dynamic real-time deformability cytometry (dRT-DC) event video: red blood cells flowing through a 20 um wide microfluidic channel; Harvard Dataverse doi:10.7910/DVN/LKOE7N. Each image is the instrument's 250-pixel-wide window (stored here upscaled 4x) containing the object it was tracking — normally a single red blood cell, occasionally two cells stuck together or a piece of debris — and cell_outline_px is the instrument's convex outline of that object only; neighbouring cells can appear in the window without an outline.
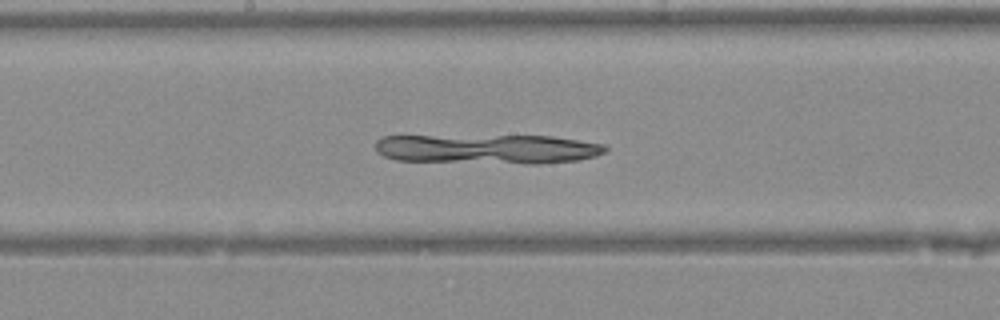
{"species": "Egyptian fruit bat (a non-hibernating species)", "species_latin": "Rousettus aegyptiacus", "temperature_condition": "warm", "stored_images_in_passage": 37, "camera_frame_rate_fps": 3000, "um_per_image_px": 0.085, "animal": {"sex": "female"}, "frame": {"image": 1, "passage_image": 24, "time_ms": 7.667, "image_size_px": [1000, 320], "cell_outline_px": [[608, 148], [604, 152], [596, 156], [576, 160], [540, 164], [524, 164], [396, 160], [384, 156], [376, 148], [376, 140], [380, 136], [552, 136], [604, 144]], "centroid_in_image_um": [41.46, 12.67], "position_along_channel_um": 206.7, "area_um2": 39.65}}